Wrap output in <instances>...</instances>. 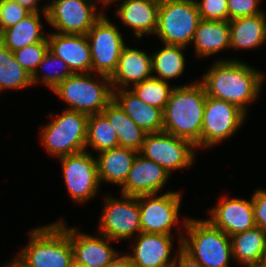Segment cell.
I'll return each mask as SVG.
<instances>
[{
	"instance_id": "1",
	"label": "cell",
	"mask_w": 266,
	"mask_h": 267,
	"mask_svg": "<svg viewBox=\"0 0 266 267\" xmlns=\"http://www.w3.org/2000/svg\"><path fill=\"white\" fill-rule=\"evenodd\" d=\"M237 59H221L212 64L200 81L208 97L238 106L247 114L248 107L258 98L265 75Z\"/></svg>"
},
{
	"instance_id": "2",
	"label": "cell",
	"mask_w": 266,
	"mask_h": 267,
	"mask_svg": "<svg viewBox=\"0 0 266 267\" xmlns=\"http://www.w3.org/2000/svg\"><path fill=\"white\" fill-rule=\"evenodd\" d=\"M206 98L205 88L199 80L191 85L173 86L163 110V131L201 148Z\"/></svg>"
},
{
	"instance_id": "3",
	"label": "cell",
	"mask_w": 266,
	"mask_h": 267,
	"mask_svg": "<svg viewBox=\"0 0 266 267\" xmlns=\"http://www.w3.org/2000/svg\"><path fill=\"white\" fill-rule=\"evenodd\" d=\"M30 239L14 260L22 267H70L73 262L69 228L63 220L30 232Z\"/></svg>"
},
{
	"instance_id": "4",
	"label": "cell",
	"mask_w": 266,
	"mask_h": 267,
	"mask_svg": "<svg viewBox=\"0 0 266 267\" xmlns=\"http://www.w3.org/2000/svg\"><path fill=\"white\" fill-rule=\"evenodd\" d=\"M180 223L187 235L181 232L178 238L187 254L203 267H229L233 255L231 238L227 234L207 219L184 218Z\"/></svg>"
},
{
	"instance_id": "5",
	"label": "cell",
	"mask_w": 266,
	"mask_h": 267,
	"mask_svg": "<svg viewBox=\"0 0 266 267\" xmlns=\"http://www.w3.org/2000/svg\"><path fill=\"white\" fill-rule=\"evenodd\" d=\"M76 73L69 75L52 92L68 105L67 110L88 115L99 114L113 100L110 78L102 74ZM97 75L101 81H96Z\"/></svg>"
},
{
	"instance_id": "6",
	"label": "cell",
	"mask_w": 266,
	"mask_h": 267,
	"mask_svg": "<svg viewBox=\"0 0 266 267\" xmlns=\"http://www.w3.org/2000/svg\"><path fill=\"white\" fill-rule=\"evenodd\" d=\"M88 114L64 109L42 127L40 141L58 158L86 151Z\"/></svg>"
},
{
	"instance_id": "7",
	"label": "cell",
	"mask_w": 266,
	"mask_h": 267,
	"mask_svg": "<svg viewBox=\"0 0 266 267\" xmlns=\"http://www.w3.org/2000/svg\"><path fill=\"white\" fill-rule=\"evenodd\" d=\"M200 20L195 0H160L155 34L163 44L187 47Z\"/></svg>"
},
{
	"instance_id": "8",
	"label": "cell",
	"mask_w": 266,
	"mask_h": 267,
	"mask_svg": "<svg viewBox=\"0 0 266 267\" xmlns=\"http://www.w3.org/2000/svg\"><path fill=\"white\" fill-rule=\"evenodd\" d=\"M41 14L56 33L86 35L103 15L97 12V0H50ZM94 2V3H93ZM97 12V13H96Z\"/></svg>"
},
{
	"instance_id": "9",
	"label": "cell",
	"mask_w": 266,
	"mask_h": 267,
	"mask_svg": "<svg viewBox=\"0 0 266 267\" xmlns=\"http://www.w3.org/2000/svg\"><path fill=\"white\" fill-rule=\"evenodd\" d=\"M197 147L189 140L161 131L146 133L139 153L171 173L189 168L195 160Z\"/></svg>"
},
{
	"instance_id": "10",
	"label": "cell",
	"mask_w": 266,
	"mask_h": 267,
	"mask_svg": "<svg viewBox=\"0 0 266 267\" xmlns=\"http://www.w3.org/2000/svg\"><path fill=\"white\" fill-rule=\"evenodd\" d=\"M107 15L103 14L87 32L92 65L91 71L110 77L116 70L120 54L125 45L122 33Z\"/></svg>"
},
{
	"instance_id": "11",
	"label": "cell",
	"mask_w": 266,
	"mask_h": 267,
	"mask_svg": "<svg viewBox=\"0 0 266 267\" xmlns=\"http://www.w3.org/2000/svg\"><path fill=\"white\" fill-rule=\"evenodd\" d=\"M121 197L106 196L99 219L98 232L114 241L129 240L141 233L139 196L122 194Z\"/></svg>"
},
{
	"instance_id": "12",
	"label": "cell",
	"mask_w": 266,
	"mask_h": 267,
	"mask_svg": "<svg viewBox=\"0 0 266 267\" xmlns=\"http://www.w3.org/2000/svg\"><path fill=\"white\" fill-rule=\"evenodd\" d=\"M247 114L238 106L213 97L206 98L201 130V148L229 139L244 124Z\"/></svg>"
},
{
	"instance_id": "13",
	"label": "cell",
	"mask_w": 266,
	"mask_h": 267,
	"mask_svg": "<svg viewBox=\"0 0 266 267\" xmlns=\"http://www.w3.org/2000/svg\"><path fill=\"white\" fill-rule=\"evenodd\" d=\"M182 193L168 191L160 196L139 195L141 232L172 235V226L179 224Z\"/></svg>"
},
{
	"instance_id": "14",
	"label": "cell",
	"mask_w": 266,
	"mask_h": 267,
	"mask_svg": "<svg viewBox=\"0 0 266 267\" xmlns=\"http://www.w3.org/2000/svg\"><path fill=\"white\" fill-rule=\"evenodd\" d=\"M70 197L85 203L96 196L100 187L97 160L88 150L58 158Z\"/></svg>"
},
{
	"instance_id": "15",
	"label": "cell",
	"mask_w": 266,
	"mask_h": 267,
	"mask_svg": "<svg viewBox=\"0 0 266 267\" xmlns=\"http://www.w3.org/2000/svg\"><path fill=\"white\" fill-rule=\"evenodd\" d=\"M217 204L209 210L211 217L207 220L229 237L256 226L252 197L250 200L235 197L228 199L225 195Z\"/></svg>"
},
{
	"instance_id": "16",
	"label": "cell",
	"mask_w": 266,
	"mask_h": 267,
	"mask_svg": "<svg viewBox=\"0 0 266 267\" xmlns=\"http://www.w3.org/2000/svg\"><path fill=\"white\" fill-rule=\"evenodd\" d=\"M47 41L48 51L66 62L73 74L91 72L92 56L86 35L53 32Z\"/></svg>"
},
{
	"instance_id": "17",
	"label": "cell",
	"mask_w": 266,
	"mask_h": 267,
	"mask_svg": "<svg viewBox=\"0 0 266 267\" xmlns=\"http://www.w3.org/2000/svg\"><path fill=\"white\" fill-rule=\"evenodd\" d=\"M169 176L162 166L138 153L120 192L130 196L158 194Z\"/></svg>"
},
{
	"instance_id": "18",
	"label": "cell",
	"mask_w": 266,
	"mask_h": 267,
	"mask_svg": "<svg viewBox=\"0 0 266 267\" xmlns=\"http://www.w3.org/2000/svg\"><path fill=\"white\" fill-rule=\"evenodd\" d=\"M77 228H69L73 261L87 267H107L119 254L110 245V238L82 234Z\"/></svg>"
},
{
	"instance_id": "19",
	"label": "cell",
	"mask_w": 266,
	"mask_h": 267,
	"mask_svg": "<svg viewBox=\"0 0 266 267\" xmlns=\"http://www.w3.org/2000/svg\"><path fill=\"white\" fill-rule=\"evenodd\" d=\"M135 238L133 251L127 255L136 267H172V235L141 232Z\"/></svg>"
},
{
	"instance_id": "20",
	"label": "cell",
	"mask_w": 266,
	"mask_h": 267,
	"mask_svg": "<svg viewBox=\"0 0 266 267\" xmlns=\"http://www.w3.org/2000/svg\"><path fill=\"white\" fill-rule=\"evenodd\" d=\"M147 54L142 50L124 47L116 70L109 77L112 90L127 89L152 77V58Z\"/></svg>"
},
{
	"instance_id": "21",
	"label": "cell",
	"mask_w": 266,
	"mask_h": 267,
	"mask_svg": "<svg viewBox=\"0 0 266 267\" xmlns=\"http://www.w3.org/2000/svg\"><path fill=\"white\" fill-rule=\"evenodd\" d=\"M159 5L160 0H123L115 14L124 26L133 29L136 37L142 38L145 33L155 34Z\"/></svg>"
},
{
	"instance_id": "22",
	"label": "cell",
	"mask_w": 266,
	"mask_h": 267,
	"mask_svg": "<svg viewBox=\"0 0 266 267\" xmlns=\"http://www.w3.org/2000/svg\"><path fill=\"white\" fill-rule=\"evenodd\" d=\"M113 100L145 133L163 131V110L143 102L132 90H113Z\"/></svg>"
},
{
	"instance_id": "23",
	"label": "cell",
	"mask_w": 266,
	"mask_h": 267,
	"mask_svg": "<svg viewBox=\"0 0 266 267\" xmlns=\"http://www.w3.org/2000/svg\"><path fill=\"white\" fill-rule=\"evenodd\" d=\"M139 152L125 147H116L99 152L97 160L98 179L122 186Z\"/></svg>"
},
{
	"instance_id": "24",
	"label": "cell",
	"mask_w": 266,
	"mask_h": 267,
	"mask_svg": "<svg viewBox=\"0 0 266 267\" xmlns=\"http://www.w3.org/2000/svg\"><path fill=\"white\" fill-rule=\"evenodd\" d=\"M230 49H255L266 41L265 12L229 20Z\"/></svg>"
},
{
	"instance_id": "25",
	"label": "cell",
	"mask_w": 266,
	"mask_h": 267,
	"mask_svg": "<svg viewBox=\"0 0 266 267\" xmlns=\"http://www.w3.org/2000/svg\"><path fill=\"white\" fill-rule=\"evenodd\" d=\"M192 43L196 57H207L230 49L229 21L200 20Z\"/></svg>"
},
{
	"instance_id": "26",
	"label": "cell",
	"mask_w": 266,
	"mask_h": 267,
	"mask_svg": "<svg viewBox=\"0 0 266 267\" xmlns=\"http://www.w3.org/2000/svg\"><path fill=\"white\" fill-rule=\"evenodd\" d=\"M230 238L233 255L231 260L250 267L262 263L266 257V232L260 227L255 226Z\"/></svg>"
},
{
	"instance_id": "27",
	"label": "cell",
	"mask_w": 266,
	"mask_h": 267,
	"mask_svg": "<svg viewBox=\"0 0 266 267\" xmlns=\"http://www.w3.org/2000/svg\"><path fill=\"white\" fill-rule=\"evenodd\" d=\"M40 17V12H31L13 27L3 30L0 42L13 52L47 41V36L41 32L43 27Z\"/></svg>"
},
{
	"instance_id": "28",
	"label": "cell",
	"mask_w": 266,
	"mask_h": 267,
	"mask_svg": "<svg viewBox=\"0 0 266 267\" xmlns=\"http://www.w3.org/2000/svg\"><path fill=\"white\" fill-rule=\"evenodd\" d=\"M115 130L120 147L140 151L146 133L112 100L101 112Z\"/></svg>"
},
{
	"instance_id": "29",
	"label": "cell",
	"mask_w": 266,
	"mask_h": 267,
	"mask_svg": "<svg viewBox=\"0 0 266 267\" xmlns=\"http://www.w3.org/2000/svg\"><path fill=\"white\" fill-rule=\"evenodd\" d=\"M186 47L164 44L163 48L151 55L152 77L168 82L177 78L184 72L185 57L183 49Z\"/></svg>"
},
{
	"instance_id": "30",
	"label": "cell",
	"mask_w": 266,
	"mask_h": 267,
	"mask_svg": "<svg viewBox=\"0 0 266 267\" xmlns=\"http://www.w3.org/2000/svg\"><path fill=\"white\" fill-rule=\"evenodd\" d=\"M32 85V76L15 60L13 52L0 42V91Z\"/></svg>"
},
{
	"instance_id": "31",
	"label": "cell",
	"mask_w": 266,
	"mask_h": 267,
	"mask_svg": "<svg viewBox=\"0 0 266 267\" xmlns=\"http://www.w3.org/2000/svg\"><path fill=\"white\" fill-rule=\"evenodd\" d=\"M89 146L97 153L119 147L117 134L102 113L88 117L86 149Z\"/></svg>"
},
{
	"instance_id": "32",
	"label": "cell",
	"mask_w": 266,
	"mask_h": 267,
	"mask_svg": "<svg viewBox=\"0 0 266 267\" xmlns=\"http://www.w3.org/2000/svg\"><path fill=\"white\" fill-rule=\"evenodd\" d=\"M143 102L164 110L173 89L169 82L151 77L130 88Z\"/></svg>"
},
{
	"instance_id": "33",
	"label": "cell",
	"mask_w": 266,
	"mask_h": 267,
	"mask_svg": "<svg viewBox=\"0 0 266 267\" xmlns=\"http://www.w3.org/2000/svg\"><path fill=\"white\" fill-rule=\"evenodd\" d=\"M55 64L59 66V71H46L42 75L39 76V70H37L32 75V84L35 85L36 83H43L48 87L51 91H53L62 81H64L69 75L73 74L66 62H64L61 58L54 56L50 51L44 55L42 61L39 63L38 69L44 67V69L49 68L51 66L55 69ZM57 67V66H56ZM61 67V68H60ZM47 70V69H46ZM42 76V77H41Z\"/></svg>"
},
{
	"instance_id": "34",
	"label": "cell",
	"mask_w": 266,
	"mask_h": 267,
	"mask_svg": "<svg viewBox=\"0 0 266 267\" xmlns=\"http://www.w3.org/2000/svg\"><path fill=\"white\" fill-rule=\"evenodd\" d=\"M48 51V41H41L13 51L15 60L32 76Z\"/></svg>"
},
{
	"instance_id": "35",
	"label": "cell",
	"mask_w": 266,
	"mask_h": 267,
	"mask_svg": "<svg viewBox=\"0 0 266 267\" xmlns=\"http://www.w3.org/2000/svg\"><path fill=\"white\" fill-rule=\"evenodd\" d=\"M202 20L229 21L228 0H195Z\"/></svg>"
},
{
	"instance_id": "36",
	"label": "cell",
	"mask_w": 266,
	"mask_h": 267,
	"mask_svg": "<svg viewBox=\"0 0 266 267\" xmlns=\"http://www.w3.org/2000/svg\"><path fill=\"white\" fill-rule=\"evenodd\" d=\"M31 12L13 0H1L0 24L2 31L13 27Z\"/></svg>"
},
{
	"instance_id": "37",
	"label": "cell",
	"mask_w": 266,
	"mask_h": 267,
	"mask_svg": "<svg viewBox=\"0 0 266 267\" xmlns=\"http://www.w3.org/2000/svg\"><path fill=\"white\" fill-rule=\"evenodd\" d=\"M260 1L262 0H228L229 20L263 13L259 7Z\"/></svg>"
},
{
	"instance_id": "38",
	"label": "cell",
	"mask_w": 266,
	"mask_h": 267,
	"mask_svg": "<svg viewBox=\"0 0 266 267\" xmlns=\"http://www.w3.org/2000/svg\"><path fill=\"white\" fill-rule=\"evenodd\" d=\"M256 226L266 232V189H257L252 195Z\"/></svg>"
},
{
	"instance_id": "39",
	"label": "cell",
	"mask_w": 266,
	"mask_h": 267,
	"mask_svg": "<svg viewBox=\"0 0 266 267\" xmlns=\"http://www.w3.org/2000/svg\"><path fill=\"white\" fill-rule=\"evenodd\" d=\"M179 252L175 254V261L172 267H203L182 249V241L179 242Z\"/></svg>"
},
{
	"instance_id": "40",
	"label": "cell",
	"mask_w": 266,
	"mask_h": 267,
	"mask_svg": "<svg viewBox=\"0 0 266 267\" xmlns=\"http://www.w3.org/2000/svg\"><path fill=\"white\" fill-rule=\"evenodd\" d=\"M119 255L107 267H136L127 254Z\"/></svg>"
},
{
	"instance_id": "41",
	"label": "cell",
	"mask_w": 266,
	"mask_h": 267,
	"mask_svg": "<svg viewBox=\"0 0 266 267\" xmlns=\"http://www.w3.org/2000/svg\"><path fill=\"white\" fill-rule=\"evenodd\" d=\"M19 3L30 12H40L41 9L38 7L39 0H13Z\"/></svg>"
},
{
	"instance_id": "42",
	"label": "cell",
	"mask_w": 266,
	"mask_h": 267,
	"mask_svg": "<svg viewBox=\"0 0 266 267\" xmlns=\"http://www.w3.org/2000/svg\"><path fill=\"white\" fill-rule=\"evenodd\" d=\"M2 267V266H1ZM3 267H22L15 260H11L8 264H5Z\"/></svg>"
},
{
	"instance_id": "43",
	"label": "cell",
	"mask_w": 266,
	"mask_h": 267,
	"mask_svg": "<svg viewBox=\"0 0 266 267\" xmlns=\"http://www.w3.org/2000/svg\"><path fill=\"white\" fill-rule=\"evenodd\" d=\"M99 3L101 2L103 6H108L109 4H113L115 0H98Z\"/></svg>"
},
{
	"instance_id": "44",
	"label": "cell",
	"mask_w": 266,
	"mask_h": 267,
	"mask_svg": "<svg viewBox=\"0 0 266 267\" xmlns=\"http://www.w3.org/2000/svg\"><path fill=\"white\" fill-rule=\"evenodd\" d=\"M70 267H87V266L80 265V264L75 263V262L73 261Z\"/></svg>"
},
{
	"instance_id": "45",
	"label": "cell",
	"mask_w": 266,
	"mask_h": 267,
	"mask_svg": "<svg viewBox=\"0 0 266 267\" xmlns=\"http://www.w3.org/2000/svg\"><path fill=\"white\" fill-rule=\"evenodd\" d=\"M250 267H265L262 263Z\"/></svg>"
},
{
	"instance_id": "46",
	"label": "cell",
	"mask_w": 266,
	"mask_h": 267,
	"mask_svg": "<svg viewBox=\"0 0 266 267\" xmlns=\"http://www.w3.org/2000/svg\"><path fill=\"white\" fill-rule=\"evenodd\" d=\"M262 264L266 267V257L262 260Z\"/></svg>"
},
{
	"instance_id": "47",
	"label": "cell",
	"mask_w": 266,
	"mask_h": 267,
	"mask_svg": "<svg viewBox=\"0 0 266 267\" xmlns=\"http://www.w3.org/2000/svg\"><path fill=\"white\" fill-rule=\"evenodd\" d=\"M0 3H1V0H0ZM2 36V28H1V24H0V38Z\"/></svg>"
}]
</instances>
